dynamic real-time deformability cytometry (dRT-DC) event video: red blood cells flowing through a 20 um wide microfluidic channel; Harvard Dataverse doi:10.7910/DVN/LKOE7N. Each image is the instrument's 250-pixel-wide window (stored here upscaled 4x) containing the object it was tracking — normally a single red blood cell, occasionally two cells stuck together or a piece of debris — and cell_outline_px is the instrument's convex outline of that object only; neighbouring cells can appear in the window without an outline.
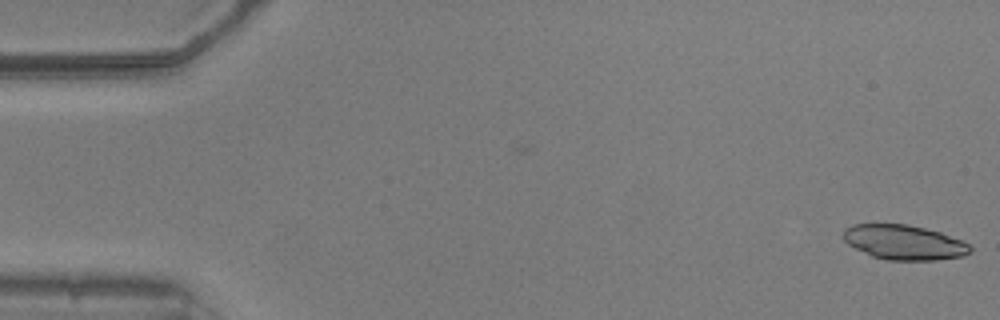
{"species": "common noctule bat (a hibernating species)", "species_latin": "Nyctalus noctula", "temperature_condition": "warm", "stored_images_in_passage": 2, "camera_frame_rate_fps": 3000, "um_per_image_px": 0.085, "animal": {"sex": "male", "body_mass_g": 20.5, "forearm_length_mm": 52.5}, "frame": {"image": 1, "passage_image": 2, "time_ms": 0.333, "image_size_px": [1000, 320], "cell_outline_px": [[972, 252], [964, 256], [936, 260], [888, 260], [872, 256], [848, 244], [840, 236], [844, 228], [852, 224], [908, 224], [940, 232], [960, 240], [968, 244], [972, 248]], "centroid_in_image_um": [76.82, 20.59], "position_along_channel_um": 8.2, "area_um2": 25.78}}